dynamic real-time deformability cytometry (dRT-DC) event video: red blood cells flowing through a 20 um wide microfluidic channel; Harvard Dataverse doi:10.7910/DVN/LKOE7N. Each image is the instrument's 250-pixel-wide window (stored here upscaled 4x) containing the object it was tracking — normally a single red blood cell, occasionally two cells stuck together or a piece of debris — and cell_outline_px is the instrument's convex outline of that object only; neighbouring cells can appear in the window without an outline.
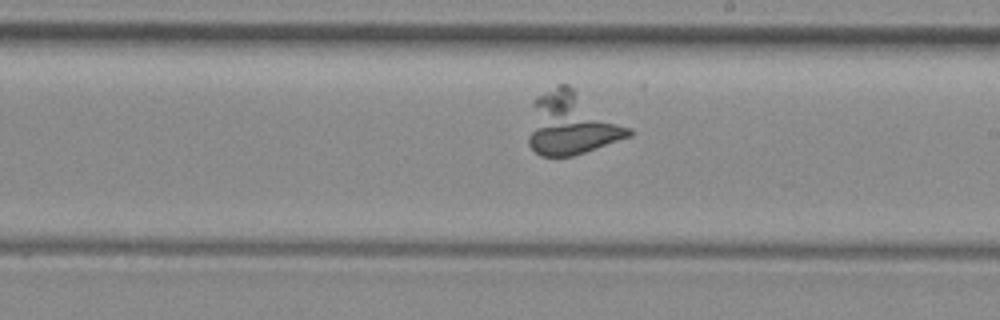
{"species": "common noctule bat (a hibernating species)", "species_latin": "Nyctalus noctula", "temperature_condition": "room temperature", "stored_images_in_passage": 35, "segment_of_instrument_passage": [2, 3], "camera_frame_rate_fps": 3000, "um_per_image_px": 0.085, "animal": {"sex": "female", "body_mass_g": 29.2, "forearm_length_mm": 56.3}, "frame": {"image": 1, "passage_image": 16, "time_ms": 5.0, "image_size_px": [1000, 320], "cell_outline_px": [[632, 136], [572, 156], [540, 156], [528, 144], [528, 136], [532, 100], [536, 96], [556, 84], [568, 84], [632, 128]], "centroid_in_image_um": [48.55, 10.5], "position_along_channel_um": 240.5, "area_um2": 36.82}}
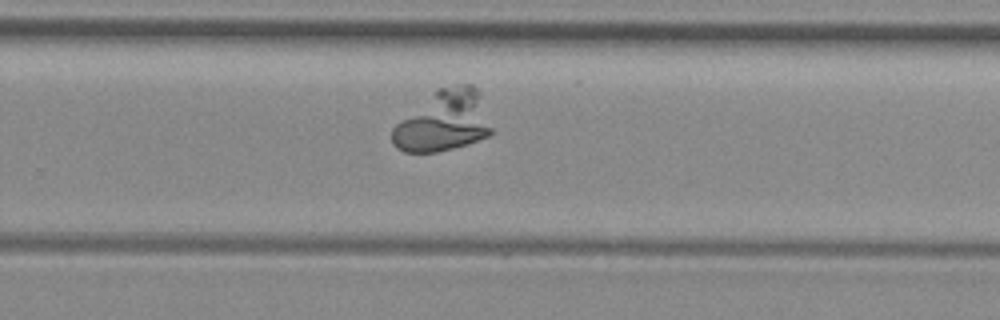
{"frame": {"image": 2, "passage_image": 20, "time_ms": 6.333, "image_size_px": [1000, 320], "cell_outline_px": [[492, 132], [488, 136], [452, 148], [436, 152], [404, 152], [396, 148], [392, 144], [392, 128], [396, 124], [436, 88], [464, 84], [472, 84], [480, 92], [492, 128]], "centroid_in_image_um": [37.7, 10.29], "position_along_channel_um": 292.1, "area_um2": 35.03}}